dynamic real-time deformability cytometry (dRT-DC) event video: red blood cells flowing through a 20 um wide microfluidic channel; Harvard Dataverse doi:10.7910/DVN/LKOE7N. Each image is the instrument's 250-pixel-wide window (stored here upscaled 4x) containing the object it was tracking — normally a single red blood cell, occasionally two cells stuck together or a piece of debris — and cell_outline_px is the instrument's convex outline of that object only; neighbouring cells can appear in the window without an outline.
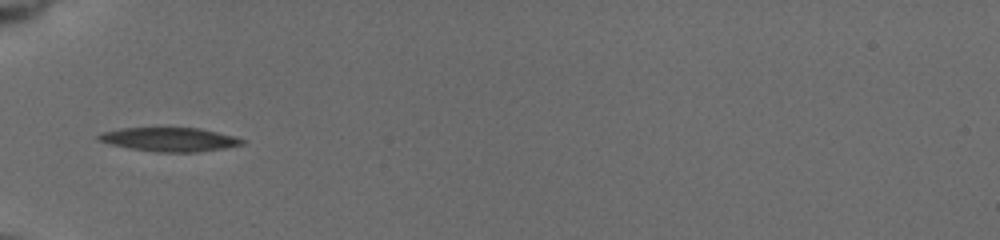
{"species": "common noctule bat (a hibernating species)", "species_latin": "Nyctalus noctula", "temperature_condition": "cold", "stored_images_in_passage": 7, "camera_frame_rate_fps": 3000, "um_per_image_px": 0.085, "animal": {"sex": "female", "body_mass_g": 19.5, "forearm_length_mm": 54.1}, "frame": {"image": 1, "passage_image": 1, "time_ms": 0.0, "image_size_px": [1000, 240], "cell_outline_px": [[244, 144], [224, 148], [196, 152], [160, 152], [132, 148], [112, 144], [100, 140], [96, 136], [100, 132], [120, 128], [200, 128], [236, 136], [244, 140]], "centroid_in_image_um": [14.44, 11.84], "position_along_channel_um": 70.6, "area_um2": 19.77}}
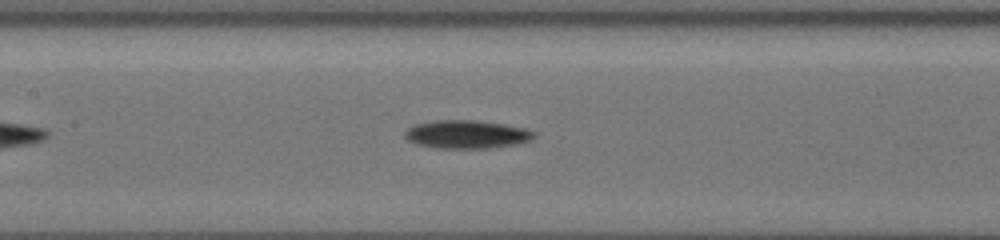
{"frame": {"image": 2, "passage_image": 5, "time_ms": 2.667, "image_size_px": [1000, 240], "cell_outline_px": [[536, 136], [532, 140], [516, 144], [488, 148], [436, 148], [420, 144], [408, 140], [404, 136], [404, 132], [408, 128], [416, 124], [436, 120], [476, 120], [504, 124], [524, 128], [536, 132]], "centroid_in_image_um": [39.7, 11.41], "position_along_channel_um": 167.7, "area_um2": 21.21}}
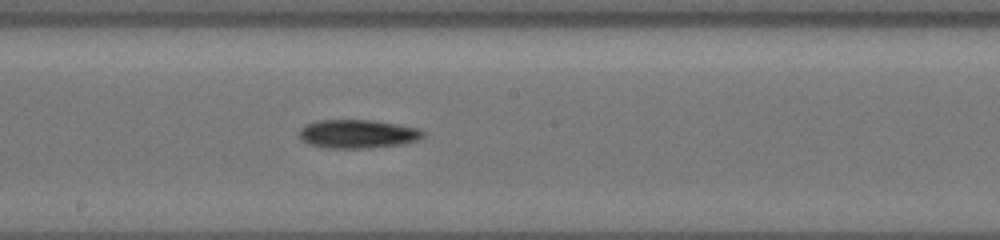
{"frame": {"image": 3, "passage_image": 7, "time_ms": 4.0, "image_size_px": [1000, 240], "cell_outline_px": [[424, 136], [416, 140], [404, 144], [364, 148], [328, 148], [308, 144], [300, 136], [300, 128], [316, 120], [372, 120], [420, 128], [424, 132]], "centroid_in_image_um": [30.42, 11.38], "position_along_channel_um": 217.8, "area_um2": 20.52}}